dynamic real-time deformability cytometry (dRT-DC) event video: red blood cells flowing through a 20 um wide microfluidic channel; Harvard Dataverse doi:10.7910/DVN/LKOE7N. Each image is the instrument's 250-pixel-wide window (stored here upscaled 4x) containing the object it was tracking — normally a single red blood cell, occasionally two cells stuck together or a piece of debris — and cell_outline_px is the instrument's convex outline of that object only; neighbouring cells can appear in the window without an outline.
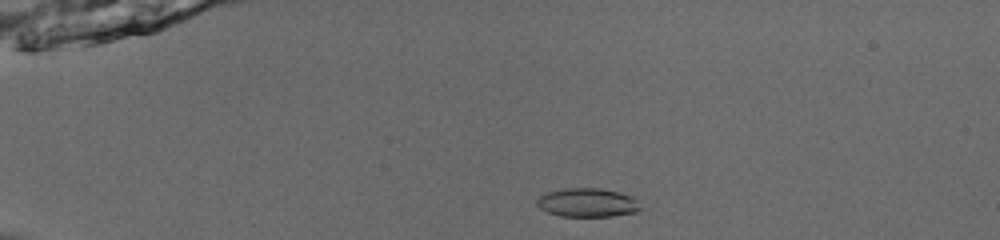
{"species": "common noctule bat (a hibernating species)", "species_latin": "Nyctalus noctula", "temperature_condition": "room temperature", "stored_images_in_passage": 53, "camera_frame_rate_fps": 3000, "um_per_image_px": 0.085, "animal": {"sex": "male", "body_mass_g": 13.0, "forearm_length_mm": 53.1}, "frame": {"image": 1, "passage_image": 13, "time_ms": 4.0, "image_size_px": [1000, 240], "cell_outline_px": [[644, 208], [636, 212], [612, 216], [560, 216], [548, 212], [540, 208], [536, 204], [536, 200], [540, 196], [548, 192], [564, 188], [600, 188], [620, 192], [632, 196]], "centroid_in_image_um": [49.96, 17.22], "position_along_channel_um": 35.0, "area_um2": 17.46}}
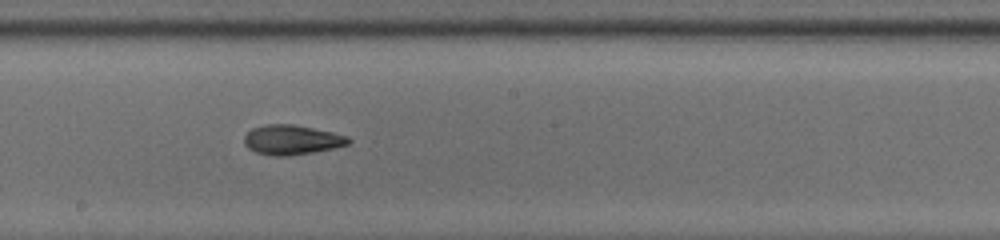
{"frame": {"image": 2, "passage_image": 32, "time_ms": 10.333, "image_size_px": [1000, 240], "cell_outline_px": [[352, 140], [348, 144], [332, 148], [312, 152], [288, 156], [272, 156], [256, 152], [248, 148], [244, 144], [244, 136], [252, 128], [264, 124], [292, 124], [332, 132], [348, 136]], "centroid_in_image_um": [24.77, 11.88], "position_along_channel_um": 223.4, "area_um2": 17.98}}
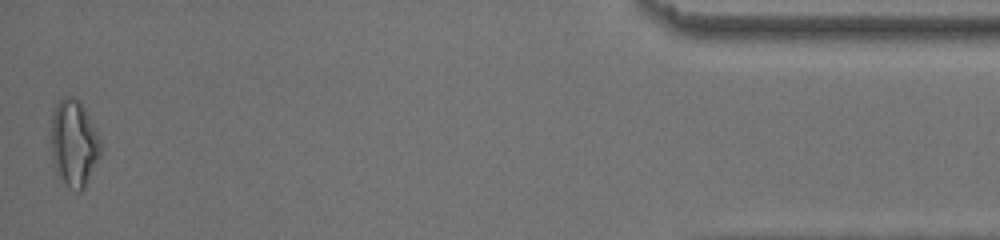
{"frame": {"image": 3, "passage_image": 53, "time_ms": 17.333, "image_size_px": [1000, 240], "cell_outline_px": [[104, 148], [84, 188], [80, 192], [76, 192], [64, 184], [56, 176], [52, 160], [52, 112], [56, 104], [64, 96], [76, 96], [80, 100]], "centroid_in_image_um": [6.28, 12.2], "position_along_channel_um": 428.9, "area_um2": 25.32}, "authors_computed_cell_mechanics": {"area_um2": 18.0336, "velocity_mm_per_s": 3.9332, "shape_relaxation_time_tau1_ms": 4.6442, "shape_relaxation_time_tau2_ms": 2.9695, "deformation_change_tau1": 0.1504, "deformation_change_tau2": 0.1044}}